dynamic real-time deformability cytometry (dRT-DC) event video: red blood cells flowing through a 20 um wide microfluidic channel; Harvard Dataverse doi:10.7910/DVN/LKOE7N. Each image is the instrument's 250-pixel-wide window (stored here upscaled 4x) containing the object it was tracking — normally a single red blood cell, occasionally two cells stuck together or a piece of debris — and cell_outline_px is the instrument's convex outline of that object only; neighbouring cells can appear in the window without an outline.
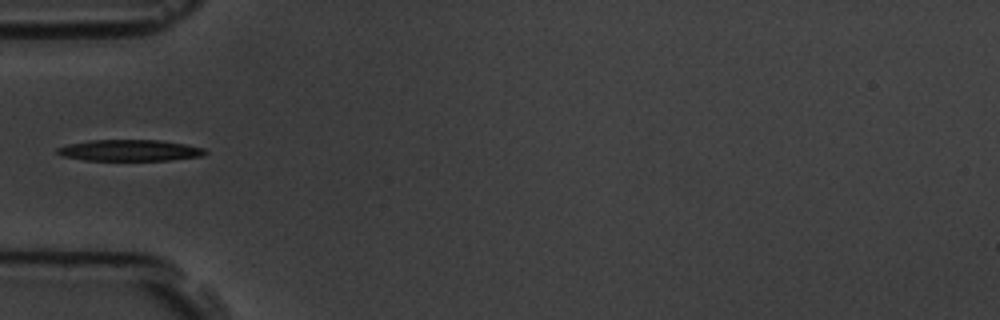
{"species": "common noctule bat (a hibernating species)", "species_latin": "Nyctalus noctula", "temperature_condition": "room temperature", "stored_images_in_passage": 6, "camera_frame_rate_fps": 3000, "um_per_image_px": 0.085, "animal": {"sex": "male", "body_mass_g": 19.5, "forearm_length_mm": 54.6}, "frame": {"image": 1, "passage_image": 6, "time_ms": 5.667, "image_size_px": [1000, 320], "cell_outline_px": [[208, 152], [204, 156], [172, 160], [84, 160], [64, 156], [56, 152], [56, 148], [68, 144], [88, 140], [160, 140], [184, 144], [204, 148]], "centroid_in_image_um": [11.05, 12.78], "position_along_channel_um": 73.9, "area_um2": 18.38}}